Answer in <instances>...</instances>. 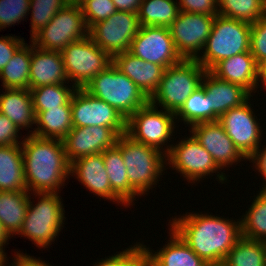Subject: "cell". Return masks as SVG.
Wrapping results in <instances>:
<instances>
[{"instance_id":"15","label":"cell","mask_w":266,"mask_h":266,"mask_svg":"<svg viewBox=\"0 0 266 266\" xmlns=\"http://www.w3.org/2000/svg\"><path fill=\"white\" fill-rule=\"evenodd\" d=\"M71 113L73 127L107 126L111 129H127V119L122 113L84 88L74 91Z\"/></svg>"},{"instance_id":"52","label":"cell","mask_w":266,"mask_h":266,"mask_svg":"<svg viewBox=\"0 0 266 266\" xmlns=\"http://www.w3.org/2000/svg\"><path fill=\"white\" fill-rule=\"evenodd\" d=\"M263 17L266 18V0H264V12H263Z\"/></svg>"},{"instance_id":"34","label":"cell","mask_w":266,"mask_h":266,"mask_svg":"<svg viewBox=\"0 0 266 266\" xmlns=\"http://www.w3.org/2000/svg\"><path fill=\"white\" fill-rule=\"evenodd\" d=\"M76 89L74 85H69V82L66 85L52 84L29 89L32 96L34 112H42L50 108L71 105V97Z\"/></svg>"},{"instance_id":"36","label":"cell","mask_w":266,"mask_h":266,"mask_svg":"<svg viewBox=\"0 0 266 266\" xmlns=\"http://www.w3.org/2000/svg\"><path fill=\"white\" fill-rule=\"evenodd\" d=\"M264 0H218L220 16L250 24L263 17Z\"/></svg>"},{"instance_id":"25","label":"cell","mask_w":266,"mask_h":266,"mask_svg":"<svg viewBox=\"0 0 266 266\" xmlns=\"http://www.w3.org/2000/svg\"><path fill=\"white\" fill-rule=\"evenodd\" d=\"M0 94V113L7 116L19 130H28V135L34 133L35 112L29 89L3 88Z\"/></svg>"},{"instance_id":"24","label":"cell","mask_w":266,"mask_h":266,"mask_svg":"<svg viewBox=\"0 0 266 266\" xmlns=\"http://www.w3.org/2000/svg\"><path fill=\"white\" fill-rule=\"evenodd\" d=\"M209 71L222 80L242 86L252 96L259 93L258 65L250 51L225 58Z\"/></svg>"},{"instance_id":"17","label":"cell","mask_w":266,"mask_h":266,"mask_svg":"<svg viewBox=\"0 0 266 266\" xmlns=\"http://www.w3.org/2000/svg\"><path fill=\"white\" fill-rule=\"evenodd\" d=\"M126 130L107 126L73 127L63 140L68 162L115 147Z\"/></svg>"},{"instance_id":"42","label":"cell","mask_w":266,"mask_h":266,"mask_svg":"<svg viewBox=\"0 0 266 266\" xmlns=\"http://www.w3.org/2000/svg\"><path fill=\"white\" fill-rule=\"evenodd\" d=\"M178 6L182 12L219 15L218 0H178Z\"/></svg>"},{"instance_id":"28","label":"cell","mask_w":266,"mask_h":266,"mask_svg":"<svg viewBox=\"0 0 266 266\" xmlns=\"http://www.w3.org/2000/svg\"><path fill=\"white\" fill-rule=\"evenodd\" d=\"M33 135L41 138L64 140L73 128L71 105L35 112Z\"/></svg>"},{"instance_id":"3","label":"cell","mask_w":266,"mask_h":266,"mask_svg":"<svg viewBox=\"0 0 266 266\" xmlns=\"http://www.w3.org/2000/svg\"><path fill=\"white\" fill-rule=\"evenodd\" d=\"M116 147L121 151L130 187L140 196L149 195L160 184L166 166V155L154 147L134 141L126 133L120 135ZM148 193V194H147Z\"/></svg>"},{"instance_id":"27","label":"cell","mask_w":266,"mask_h":266,"mask_svg":"<svg viewBox=\"0 0 266 266\" xmlns=\"http://www.w3.org/2000/svg\"><path fill=\"white\" fill-rule=\"evenodd\" d=\"M105 169L107 171L112 191L128 206L135 205L134 201L140 197L129 185L127 167L121 151L115 146L102 152Z\"/></svg>"},{"instance_id":"20","label":"cell","mask_w":266,"mask_h":266,"mask_svg":"<svg viewBox=\"0 0 266 266\" xmlns=\"http://www.w3.org/2000/svg\"><path fill=\"white\" fill-rule=\"evenodd\" d=\"M168 229L170 240L156 252L147 247L144 242L141 243L144 251V266H209L171 227Z\"/></svg>"},{"instance_id":"5","label":"cell","mask_w":266,"mask_h":266,"mask_svg":"<svg viewBox=\"0 0 266 266\" xmlns=\"http://www.w3.org/2000/svg\"><path fill=\"white\" fill-rule=\"evenodd\" d=\"M205 73L196 59H182L164 70L160 85L149 102L176 114L186 99L201 87Z\"/></svg>"},{"instance_id":"16","label":"cell","mask_w":266,"mask_h":266,"mask_svg":"<svg viewBox=\"0 0 266 266\" xmlns=\"http://www.w3.org/2000/svg\"><path fill=\"white\" fill-rule=\"evenodd\" d=\"M128 52L165 69L182 60L175 49L169 27L141 26Z\"/></svg>"},{"instance_id":"31","label":"cell","mask_w":266,"mask_h":266,"mask_svg":"<svg viewBox=\"0 0 266 266\" xmlns=\"http://www.w3.org/2000/svg\"><path fill=\"white\" fill-rule=\"evenodd\" d=\"M179 11L177 0H142L139 23L141 26L169 27Z\"/></svg>"},{"instance_id":"37","label":"cell","mask_w":266,"mask_h":266,"mask_svg":"<svg viewBox=\"0 0 266 266\" xmlns=\"http://www.w3.org/2000/svg\"><path fill=\"white\" fill-rule=\"evenodd\" d=\"M68 3H70L69 0H30V39L44 28L55 14Z\"/></svg>"},{"instance_id":"44","label":"cell","mask_w":266,"mask_h":266,"mask_svg":"<svg viewBox=\"0 0 266 266\" xmlns=\"http://www.w3.org/2000/svg\"><path fill=\"white\" fill-rule=\"evenodd\" d=\"M24 42V38L15 35L0 37V72Z\"/></svg>"},{"instance_id":"4","label":"cell","mask_w":266,"mask_h":266,"mask_svg":"<svg viewBox=\"0 0 266 266\" xmlns=\"http://www.w3.org/2000/svg\"><path fill=\"white\" fill-rule=\"evenodd\" d=\"M31 194L39 199L37 203L31 200ZM63 205L59 193H30L25 219L17 235L28 238L40 249L50 247L66 221Z\"/></svg>"},{"instance_id":"40","label":"cell","mask_w":266,"mask_h":266,"mask_svg":"<svg viewBox=\"0 0 266 266\" xmlns=\"http://www.w3.org/2000/svg\"><path fill=\"white\" fill-rule=\"evenodd\" d=\"M30 0H0V31L28 18Z\"/></svg>"},{"instance_id":"38","label":"cell","mask_w":266,"mask_h":266,"mask_svg":"<svg viewBox=\"0 0 266 266\" xmlns=\"http://www.w3.org/2000/svg\"><path fill=\"white\" fill-rule=\"evenodd\" d=\"M95 263V264H94ZM93 266H144V251L141 242H136L123 251L114 255L105 256L101 260L94 262Z\"/></svg>"},{"instance_id":"21","label":"cell","mask_w":266,"mask_h":266,"mask_svg":"<svg viewBox=\"0 0 266 266\" xmlns=\"http://www.w3.org/2000/svg\"><path fill=\"white\" fill-rule=\"evenodd\" d=\"M201 87L209 98L212 121H217L231 108L239 107L253 96L242 86L222 80L206 71Z\"/></svg>"},{"instance_id":"33","label":"cell","mask_w":266,"mask_h":266,"mask_svg":"<svg viewBox=\"0 0 266 266\" xmlns=\"http://www.w3.org/2000/svg\"><path fill=\"white\" fill-rule=\"evenodd\" d=\"M241 216V236L266 241V191L254 195L252 204Z\"/></svg>"},{"instance_id":"26","label":"cell","mask_w":266,"mask_h":266,"mask_svg":"<svg viewBox=\"0 0 266 266\" xmlns=\"http://www.w3.org/2000/svg\"><path fill=\"white\" fill-rule=\"evenodd\" d=\"M0 191H27L21 144L0 146Z\"/></svg>"},{"instance_id":"10","label":"cell","mask_w":266,"mask_h":266,"mask_svg":"<svg viewBox=\"0 0 266 266\" xmlns=\"http://www.w3.org/2000/svg\"><path fill=\"white\" fill-rule=\"evenodd\" d=\"M89 35L80 5L68 3L60 9L51 21L31 39L38 48L62 51L69 44Z\"/></svg>"},{"instance_id":"35","label":"cell","mask_w":266,"mask_h":266,"mask_svg":"<svg viewBox=\"0 0 266 266\" xmlns=\"http://www.w3.org/2000/svg\"><path fill=\"white\" fill-rule=\"evenodd\" d=\"M175 116L178 123L183 122L188 128L198 123L212 121V109L205 90L200 87L193 92Z\"/></svg>"},{"instance_id":"39","label":"cell","mask_w":266,"mask_h":266,"mask_svg":"<svg viewBox=\"0 0 266 266\" xmlns=\"http://www.w3.org/2000/svg\"><path fill=\"white\" fill-rule=\"evenodd\" d=\"M79 5L89 30L117 11L112 0H84Z\"/></svg>"},{"instance_id":"48","label":"cell","mask_w":266,"mask_h":266,"mask_svg":"<svg viewBox=\"0 0 266 266\" xmlns=\"http://www.w3.org/2000/svg\"><path fill=\"white\" fill-rule=\"evenodd\" d=\"M262 85H260V84ZM258 88L266 89V59L258 65Z\"/></svg>"},{"instance_id":"41","label":"cell","mask_w":266,"mask_h":266,"mask_svg":"<svg viewBox=\"0 0 266 266\" xmlns=\"http://www.w3.org/2000/svg\"><path fill=\"white\" fill-rule=\"evenodd\" d=\"M250 52L257 65L266 59V18H259L251 24Z\"/></svg>"},{"instance_id":"49","label":"cell","mask_w":266,"mask_h":266,"mask_svg":"<svg viewBox=\"0 0 266 266\" xmlns=\"http://www.w3.org/2000/svg\"><path fill=\"white\" fill-rule=\"evenodd\" d=\"M10 236L3 228L1 222H0V249L5 251V245L7 246L9 243Z\"/></svg>"},{"instance_id":"47","label":"cell","mask_w":266,"mask_h":266,"mask_svg":"<svg viewBox=\"0 0 266 266\" xmlns=\"http://www.w3.org/2000/svg\"><path fill=\"white\" fill-rule=\"evenodd\" d=\"M117 11L138 13L142 0H112Z\"/></svg>"},{"instance_id":"18","label":"cell","mask_w":266,"mask_h":266,"mask_svg":"<svg viewBox=\"0 0 266 266\" xmlns=\"http://www.w3.org/2000/svg\"><path fill=\"white\" fill-rule=\"evenodd\" d=\"M189 133L206 149L223 172L224 168L230 170L226 168L235 164L237 166L242 161L247 162L218 120L195 124L189 128Z\"/></svg>"},{"instance_id":"9","label":"cell","mask_w":266,"mask_h":266,"mask_svg":"<svg viewBox=\"0 0 266 266\" xmlns=\"http://www.w3.org/2000/svg\"><path fill=\"white\" fill-rule=\"evenodd\" d=\"M158 109L150 102L139 108L127 119L126 134L134 141L154 147L167 155L178 123L174 113Z\"/></svg>"},{"instance_id":"43","label":"cell","mask_w":266,"mask_h":266,"mask_svg":"<svg viewBox=\"0 0 266 266\" xmlns=\"http://www.w3.org/2000/svg\"><path fill=\"white\" fill-rule=\"evenodd\" d=\"M19 132L16 125L7 116L0 113V146L21 144L24 136H19L21 135Z\"/></svg>"},{"instance_id":"32","label":"cell","mask_w":266,"mask_h":266,"mask_svg":"<svg viewBox=\"0 0 266 266\" xmlns=\"http://www.w3.org/2000/svg\"><path fill=\"white\" fill-rule=\"evenodd\" d=\"M224 266H266V243L241 237L229 251Z\"/></svg>"},{"instance_id":"14","label":"cell","mask_w":266,"mask_h":266,"mask_svg":"<svg viewBox=\"0 0 266 266\" xmlns=\"http://www.w3.org/2000/svg\"><path fill=\"white\" fill-rule=\"evenodd\" d=\"M215 16L179 11L169 26L177 53L182 59H197L203 51Z\"/></svg>"},{"instance_id":"2","label":"cell","mask_w":266,"mask_h":266,"mask_svg":"<svg viewBox=\"0 0 266 266\" xmlns=\"http://www.w3.org/2000/svg\"><path fill=\"white\" fill-rule=\"evenodd\" d=\"M26 135L21 145L27 192L61 193L70 176L64 142Z\"/></svg>"},{"instance_id":"19","label":"cell","mask_w":266,"mask_h":266,"mask_svg":"<svg viewBox=\"0 0 266 266\" xmlns=\"http://www.w3.org/2000/svg\"><path fill=\"white\" fill-rule=\"evenodd\" d=\"M76 177L95 196L128 207L113 191L102 153L86 155L70 163V177Z\"/></svg>"},{"instance_id":"29","label":"cell","mask_w":266,"mask_h":266,"mask_svg":"<svg viewBox=\"0 0 266 266\" xmlns=\"http://www.w3.org/2000/svg\"><path fill=\"white\" fill-rule=\"evenodd\" d=\"M29 195L27 191H0V222L11 238L19 233L23 225Z\"/></svg>"},{"instance_id":"6","label":"cell","mask_w":266,"mask_h":266,"mask_svg":"<svg viewBox=\"0 0 266 266\" xmlns=\"http://www.w3.org/2000/svg\"><path fill=\"white\" fill-rule=\"evenodd\" d=\"M250 32L251 24L248 22L215 16L211 33L196 60L209 71L225 58L250 51Z\"/></svg>"},{"instance_id":"51","label":"cell","mask_w":266,"mask_h":266,"mask_svg":"<svg viewBox=\"0 0 266 266\" xmlns=\"http://www.w3.org/2000/svg\"><path fill=\"white\" fill-rule=\"evenodd\" d=\"M82 1L84 0H69L70 3H74V4H80Z\"/></svg>"},{"instance_id":"13","label":"cell","mask_w":266,"mask_h":266,"mask_svg":"<svg viewBox=\"0 0 266 266\" xmlns=\"http://www.w3.org/2000/svg\"><path fill=\"white\" fill-rule=\"evenodd\" d=\"M140 27L138 13L116 11L106 20L96 23L89 30V36L113 57L130 49Z\"/></svg>"},{"instance_id":"53","label":"cell","mask_w":266,"mask_h":266,"mask_svg":"<svg viewBox=\"0 0 266 266\" xmlns=\"http://www.w3.org/2000/svg\"><path fill=\"white\" fill-rule=\"evenodd\" d=\"M209 266H224L223 264H219V265H209Z\"/></svg>"},{"instance_id":"8","label":"cell","mask_w":266,"mask_h":266,"mask_svg":"<svg viewBox=\"0 0 266 266\" xmlns=\"http://www.w3.org/2000/svg\"><path fill=\"white\" fill-rule=\"evenodd\" d=\"M166 164L167 169L171 168L176 173H180V177L183 176L191 186L208 179V176H215L214 173L217 175L216 181L221 184L228 183L226 174L191 133L180 141L172 143L166 155Z\"/></svg>"},{"instance_id":"23","label":"cell","mask_w":266,"mask_h":266,"mask_svg":"<svg viewBox=\"0 0 266 266\" xmlns=\"http://www.w3.org/2000/svg\"><path fill=\"white\" fill-rule=\"evenodd\" d=\"M66 83L68 78L61 52L44 50L31 42L29 89Z\"/></svg>"},{"instance_id":"22","label":"cell","mask_w":266,"mask_h":266,"mask_svg":"<svg viewBox=\"0 0 266 266\" xmlns=\"http://www.w3.org/2000/svg\"><path fill=\"white\" fill-rule=\"evenodd\" d=\"M113 65L128 76L150 99L160 85L165 68L138 58L128 51L112 57Z\"/></svg>"},{"instance_id":"11","label":"cell","mask_w":266,"mask_h":266,"mask_svg":"<svg viewBox=\"0 0 266 266\" xmlns=\"http://www.w3.org/2000/svg\"><path fill=\"white\" fill-rule=\"evenodd\" d=\"M68 82L84 88L96 75L112 64V57L88 35L69 44L61 51Z\"/></svg>"},{"instance_id":"1","label":"cell","mask_w":266,"mask_h":266,"mask_svg":"<svg viewBox=\"0 0 266 266\" xmlns=\"http://www.w3.org/2000/svg\"><path fill=\"white\" fill-rule=\"evenodd\" d=\"M212 214L186 212L172 216L168 226L207 264L219 265L242 237L241 218L235 221Z\"/></svg>"},{"instance_id":"45","label":"cell","mask_w":266,"mask_h":266,"mask_svg":"<svg viewBox=\"0 0 266 266\" xmlns=\"http://www.w3.org/2000/svg\"><path fill=\"white\" fill-rule=\"evenodd\" d=\"M266 141V140H265ZM261 147V148H260ZM247 161H250L249 163L252 162L253 167L252 169L257 173L261 175L262 179V184L259 187H262L259 190L261 191H266V144L261 145L258 147V149L247 159Z\"/></svg>"},{"instance_id":"12","label":"cell","mask_w":266,"mask_h":266,"mask_svg":"<svg viewBox=\"0 0 266 266\" xmlns=\"http://www.w3.org/2000/svg\"><path fill=\"white\" fill-rule=\"evenodd\" d=\"M250 99L252 98L239 107L231 108L218 119L235 147L246 159L258 149L264 138L260 118L258 120Z\"/></svg>"},{"instance_id":"7","label":"cell","mask_w":266,"mask_h":266,"mask_svg":"<svg viewBox=\"0 0 266 266\" xmlns=\"http://www.w3.org/2000/svg\"><path fill=\"white\" fill-rule=\"evenodd\" d=\"M84 89L116 108L126 119L149 102L138 86L113 63L87 83Z\"/></svg>"},{"instance_id":"30","label":"cell","mask_w":266,"mask_h":266,"mask_svg":"<svg viewBox=\"0 0 266 266\" xmlns=\"http://www.w3.org/2000/svg\"><path fill=\"white\" fill-rule=\"evenodd\" d=\"M24 42L0 72L3 88L29 89L31 43Z\"/></svg>"},{"instance_id":"46","label":"cell","mask_w":266,"mask_h":266,"mask_svg":"<svg viewBox=\"0 0 266 266\" xmlns=\"http://www.w3.org/2000/svg\"><path fill=\"white\" fill-rule=\"evenodd\" d=\"M12 260H14L11 264L8 261L9 259L6 258L5 266H52L50 263H45L42 259L38 257H32L27 253H23L20 250L14 251ZM8 262V263H7ZM8 264V265H7ZM54 266V264H53Z\"/></svg>"},{"instance_id":"50","label":"cell","mask_w":266,"mask_h":266,"mask_svg":"<svg viewBox=\"0 0 266 266\" xmlns=\"http://www.w3.org/2000/svg\"><path fill=\"white\" fill-rule=\"evenodd\" d=\"M6 258L7 254L5 253V251L0 249V266H5Z\"/></svg>"}]
</instances>
